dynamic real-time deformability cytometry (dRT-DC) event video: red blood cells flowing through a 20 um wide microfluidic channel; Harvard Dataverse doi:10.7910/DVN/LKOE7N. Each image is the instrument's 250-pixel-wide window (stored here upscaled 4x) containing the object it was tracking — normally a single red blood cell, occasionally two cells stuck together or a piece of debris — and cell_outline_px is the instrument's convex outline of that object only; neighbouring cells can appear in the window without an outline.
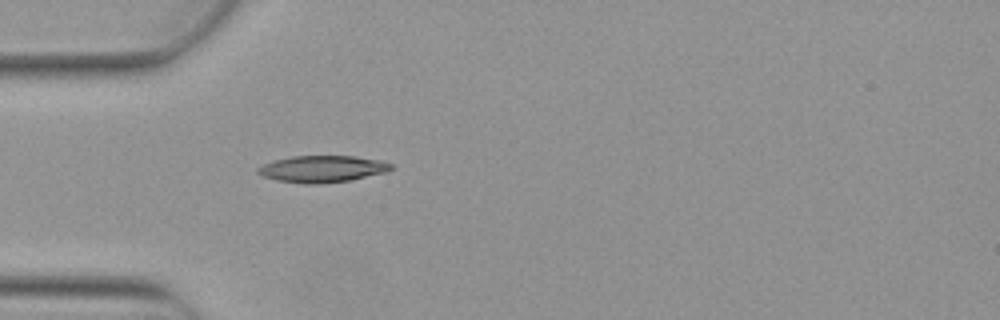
{"species": "Egyptian fruit bat (a non-hibernating species)", "species_latin": "Rousettus aegyptiacus", "temperature_condition": "warm", "stored_images_in_passage": 2, "camera_frame_rate_fps": 3000, "um_per_image_px": 0.085, "animal": {"sex": "female"}, "frame": {"image": 1, "passage_image": 2, "time_ms": 0.333, "image_size_px": [1000, 320], "cell_outline_px": [[392, 168], [388, 172], [352, 180], [316, 184], [308, 184], [276, 180], [264, 176], [256, 172], [256, 168], [272, 160], [292, 156], [356, 156], [380, 160], [392, 164]], "centroid_in_image_um": [27.4, 14.35], "position_along_channel_um": 57.6, "area_um2": 20.87}}